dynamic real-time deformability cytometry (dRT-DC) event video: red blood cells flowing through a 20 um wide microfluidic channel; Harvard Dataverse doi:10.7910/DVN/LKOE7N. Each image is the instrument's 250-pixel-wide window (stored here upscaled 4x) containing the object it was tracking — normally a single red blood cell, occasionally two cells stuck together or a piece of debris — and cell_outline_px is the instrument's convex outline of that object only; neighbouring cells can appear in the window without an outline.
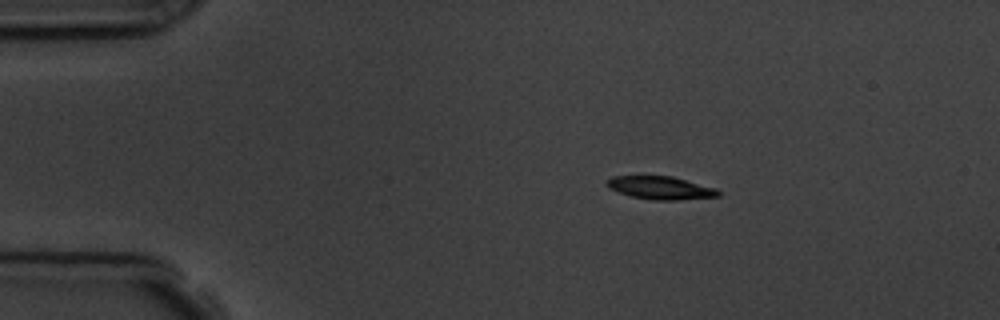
{"species": "common noctule bat (a hibernating species)", "species_latin": "Nyctalus noctula", "temperature_condition": "room temperature", "stored_images_in_passage": 4, "camera_frame_rate_fps": 3000, "um_per_image_px": 0.085, "animal": {"sex": "male", "body_mass_g": 19.5, "forearm_length_mm": 54.6}, "frame": {"image": 1, "passage_image": 2, "time_ms": 1.333, "image_size_px": [1000, 320], "cell_outline_px": [[720, 196], [680, 200], [652, 200], [632, 196], [608, 188], [604, 184], [612, 176], [672, 176], [716, 188], [720, 192]], "centroid_in_image_um": [56.15, 15.97], "position_along_channel_um": 28.8, "area_um2": 14.91}}